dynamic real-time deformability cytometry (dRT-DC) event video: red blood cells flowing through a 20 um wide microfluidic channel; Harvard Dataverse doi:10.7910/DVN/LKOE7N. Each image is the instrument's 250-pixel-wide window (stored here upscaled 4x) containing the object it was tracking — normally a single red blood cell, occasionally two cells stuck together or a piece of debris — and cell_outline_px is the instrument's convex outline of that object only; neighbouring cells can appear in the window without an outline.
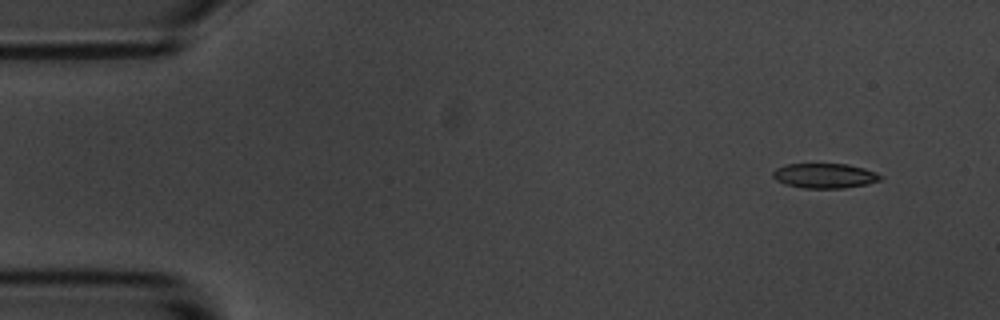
{"species": "common noctule bat (a hibernating species)", "species_latin": "Nyctalus noctula", "temperature_condition": "room temperature", "stored_images_in_passage": 5, "camera_frame_rate_fps": 3000, "um_per_image_px": 0.085, "animal": {"sex": "male", "body_mass_g": 20.1, "forearm_length_mm": 53.5}, "frame": {"image": 1, "passage_image": 2, "time_ms": 1.333, "image_size_px": [1000, 320], "cell_outline_px": [[884, 176], [880, 180], [868, 184], [844, 188], [804, 188], [784, 184], [776, 180], [772, 176], [772, 172], [776, 168], [784, 164], [848, 164], [864, 168]], "centroid_in_image_um": [70.08, 14.94], "position_along_channel_um": 14.9, "area_um2": 15.66}}